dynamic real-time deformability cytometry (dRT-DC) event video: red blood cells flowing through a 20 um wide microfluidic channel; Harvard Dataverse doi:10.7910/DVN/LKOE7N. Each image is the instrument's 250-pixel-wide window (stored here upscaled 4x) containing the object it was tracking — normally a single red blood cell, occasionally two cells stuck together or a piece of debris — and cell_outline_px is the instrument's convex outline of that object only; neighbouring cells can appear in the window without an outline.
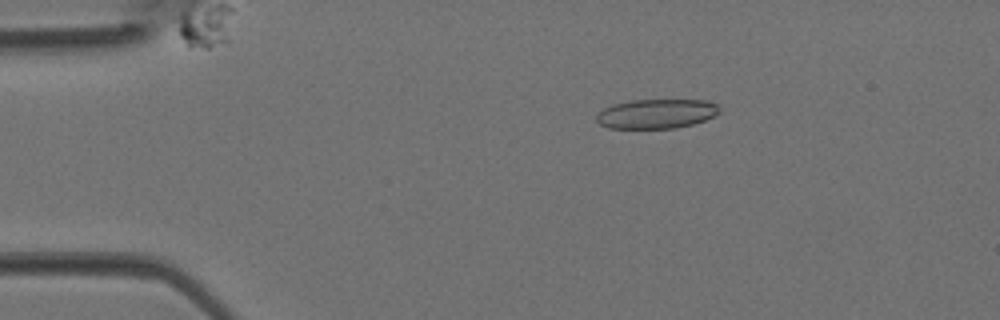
{"species": "Egyptian fruit bat (a non-hibernating species)", "species_latin": "Rousettus aegyptiacus", "temperature_condition": "room temperature", "stored_images_in_passage": 3, "camera_frame_rate_fps": 3000, "um_per_image_px": 0.085, "animal": {"sex": "female"}, "frame": {"image": 1, "passage_image": 2, "time_ms": 0.333, "image_size_px": [1000, 320], "cell_outline_px": [[720, 112], [704, 120], [692, 124], [676, 128], [608, 128], [600, 124], [596, 120], [596, 116], [604, 108], [612, 104], [632, 100], [708, 100], [716, 104], [720, 108]], "centroid_in_image_um": [55.79, 9.66], "position_along_channel_um": 29.2, "area_um2": 21.04}}